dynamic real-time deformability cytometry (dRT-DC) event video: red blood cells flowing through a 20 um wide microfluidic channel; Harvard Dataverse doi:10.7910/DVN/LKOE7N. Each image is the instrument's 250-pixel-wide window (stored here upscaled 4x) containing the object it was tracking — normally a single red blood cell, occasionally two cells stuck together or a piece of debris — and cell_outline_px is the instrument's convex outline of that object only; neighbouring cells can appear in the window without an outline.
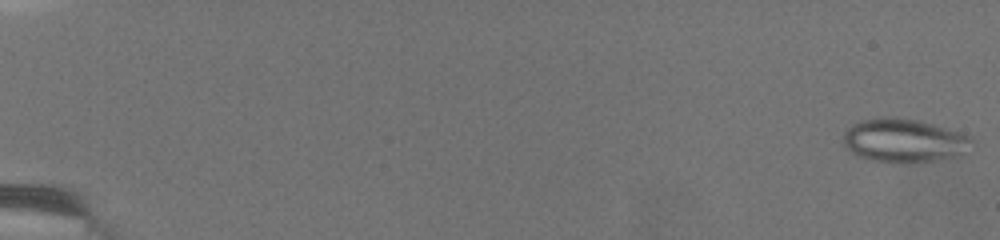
{"species": "common noctule bat (a hibernating species)", "species_latin": "Nyctalus noctula", "temperature_condition": "warm", "stored_images_in_passage": 21, "camera_frame_rate_fps": 3000, "um_per_image_px": 0.085, "animal": {"sex": "female", "body_mass_g": 19.5, "forearm_length_mm": 54.1}, "frame": {"image": 1, "passage_image": 1, "time_ms": 0.0, "image_size_px": [1000, 240], "cell_outline_px": [[976, 144], [948, 156], [928, 160], [872, 160], [860, 156], [844, 148], [844, 132], [852, 124], [864, 120], [892, 116], [920, 120], [960, 132], [972, 136], [976, 140]], "centroid_in_image_um": [76.81, 11.87], "position_along_channel_um": 8.2, "area_um2": 31.44}}
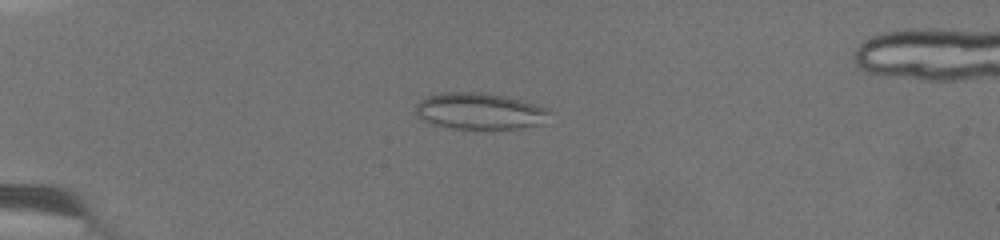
{"frame": {"image": 2, "passage_image": 13, "time_ms": 4.667, "image_size_px": [1000, 240], "cell_outline_px": [[548, 112], [536, 124], [520, 128], [452, 128], [432, 124], [424, 120], [416, 112], [416, 104], [420, 100], [428, 96], [444, 92], [472, 92], [504, 96], [536, 104], [548, 108]], "centroid_in_image_um": [40.68, 9.43], "position_along_channel_um": 44.3, "area_um2": 27.51}}
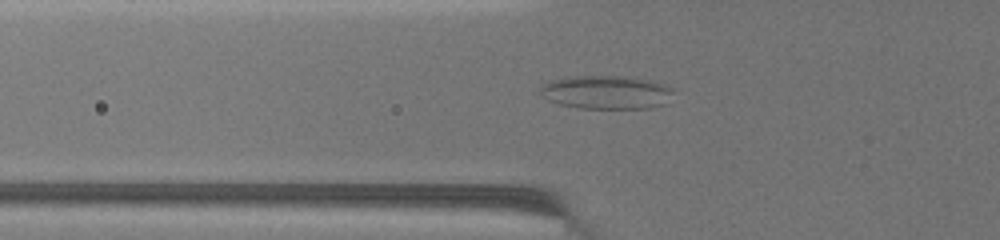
{"frame": {"image": 3, "passage_image": 18, "time_ms": 6.333, "image_size_px": [1000, 240], "cell_outline_px": [[672, 92], [664, 104], [648, 108], [580, 108], [560, 104], [548, 100], [540, 92], [540, 84], [552, 80], [572, 76], [620, 76], [648, 80], [672, 88]], "centroid_in_image_um": [51.47, 7.84], "position_along_channel_um": 74.3, "area_um2": 25.61}}